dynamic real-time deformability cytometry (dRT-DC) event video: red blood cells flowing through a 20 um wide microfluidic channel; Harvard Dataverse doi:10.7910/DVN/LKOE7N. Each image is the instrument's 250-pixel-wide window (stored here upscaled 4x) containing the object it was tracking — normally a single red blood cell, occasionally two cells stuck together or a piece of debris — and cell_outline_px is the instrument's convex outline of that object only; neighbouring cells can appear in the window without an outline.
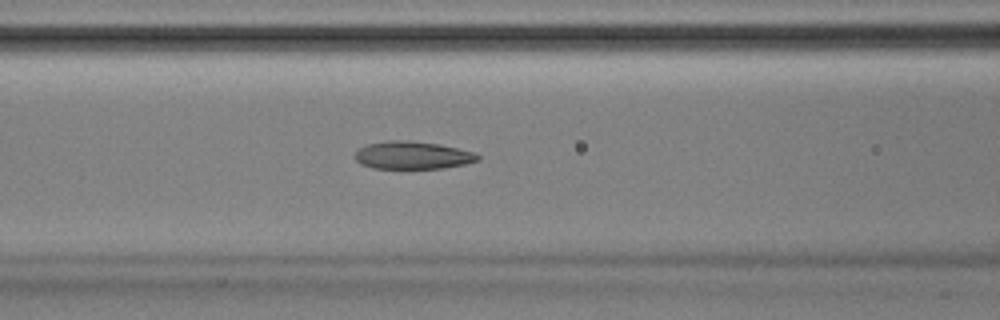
{"species": "Egyptian fruit bat (a non-hibernating species)", "species_latin": "Rousettus aegyptiacus", "temperature_condition": "room temperature", "stored_images_in_passage": 34, "camera_frame_rate_fps": 3000, "um_per_image_px": 0.085, "animal": {"sex": "male"}, "frame": {"image": 1, "passage_image": 6, "time_ms": 1.667, "image_size_px": [1000, 320], "cell_outline_px": [[480, 160], [464, 164], [444, 168], [372, 168], [360, 164], [352, 156], [360, 148], [368, 144], [388, 140], [408, 140], [440, 144], [476, 152], [480, 156]], "centroid_in_image_um": [35.07, 13.19], "position_along_channel_um": 131.5, "area_um2": 20.0}}
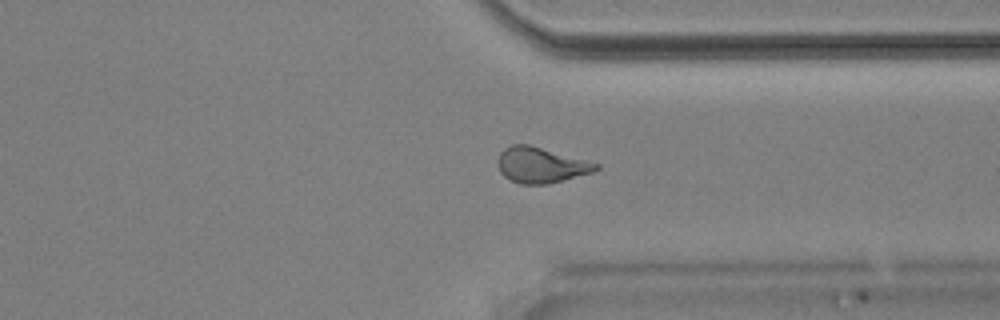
{"frame": {"image": 2, "passage_image": 24, "time_ms": 7.667, "image_size_px": [1000, 320], "cell_outline_px": [[600, 168], [592, 172], [548, 184], [520, 184], [504, 176], [500, 172], [500, 152], [504, 148], [512, 144], [528, 144], [600, 164]], "centroid_in_image_um": [45.99, 14.03], "position_along_channel_um": 365.4, "area_um2": 19.94}}
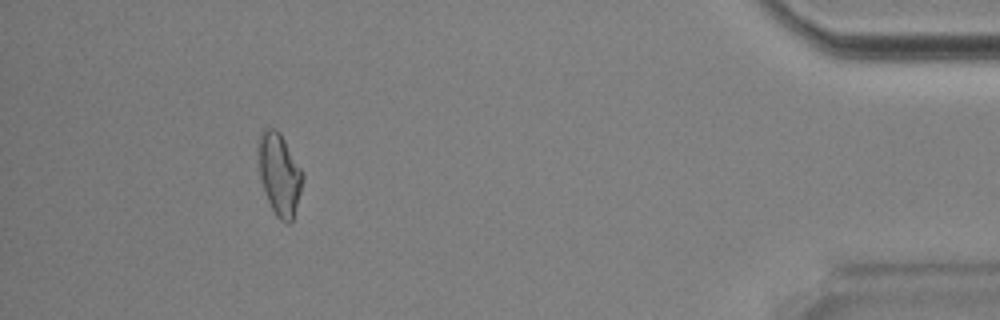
{"frame": {"image": 3, "passage_image": 32, "time_ms": 10.333, "image_size_px": [1000, 320], "cell_outline_px": [[304, 176], [300, 192], [292, 220], [288, 224], [280, 220], [276, 216], [268, 200], [260, 180], [256, 152], [256, 144], [260, 132], [264, 128], [276, 128], [280, 132], [304, 172]], "centroid_in_image_um": [23.71, 14.73], "position_along_channel_um": 411.5, "area_um2": 21.62}}